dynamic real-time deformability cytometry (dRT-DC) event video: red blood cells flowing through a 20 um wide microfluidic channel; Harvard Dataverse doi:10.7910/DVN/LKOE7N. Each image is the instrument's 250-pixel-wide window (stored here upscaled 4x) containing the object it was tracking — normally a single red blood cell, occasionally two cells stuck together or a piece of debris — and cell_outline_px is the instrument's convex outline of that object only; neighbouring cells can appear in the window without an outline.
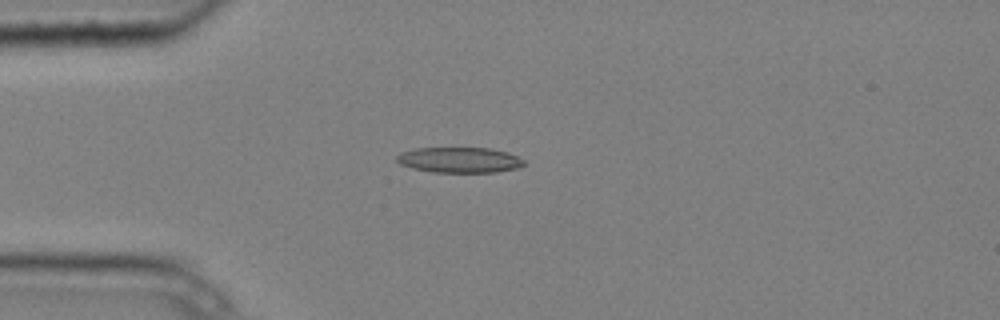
{"species": "common noctule bat (a hibernating species)", "species_latin": "Nyctalus noctula", "temperature_condition": "cold", "stored_images_in_passage": 5, "camera_frame_rate_fps": 3000, "um_per_image_px": 0.085, "animal": {"sex": "male", "body_mass_g": 20.4}, "frame": {"image": 1, "passage_image": 2, "time_ms": 0.333, "image_size_px": [1000, 320], "cell_outline_px": [[528, 164], [520, 168], [496, 172], [432, 172], [412, 168], [400, 164], [396, 160], [396, 156], [400, 152], [416, 148], [492, 148], [508, 152], [524, 160]], "centroid_in_image_um": [39.09, 13.6], "position_along_channel_um": 45.9, "area_um2": 19.13}}
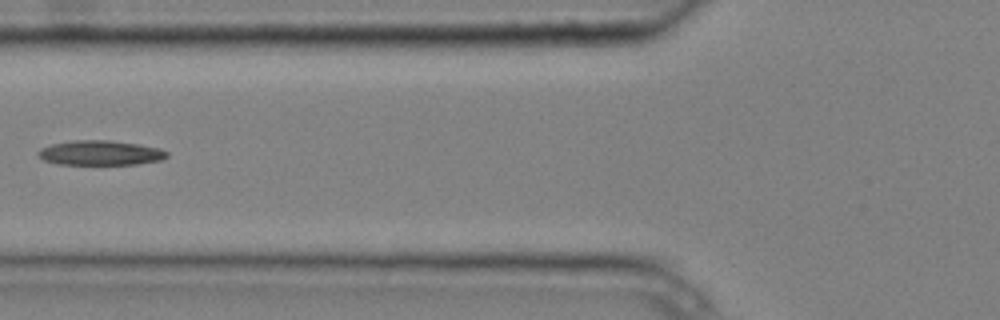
{"frame": {"image": 2, "passage_image": 4, "time_ms": 1.0, "image_size_px": [1000, 320], "cell_outline_px": [[168, 156], [160, 160], [136, 164], [60, 164], [44, 160], [36, 152], [40, 148], [52, 144], [72, 140], [112, 140], [140, 144], [160, 148], [168, 152]], "centroid_in_image_um": [8.54, 12.98], "position_along_channel_um": 117.3, "area_um2": 18.55}}
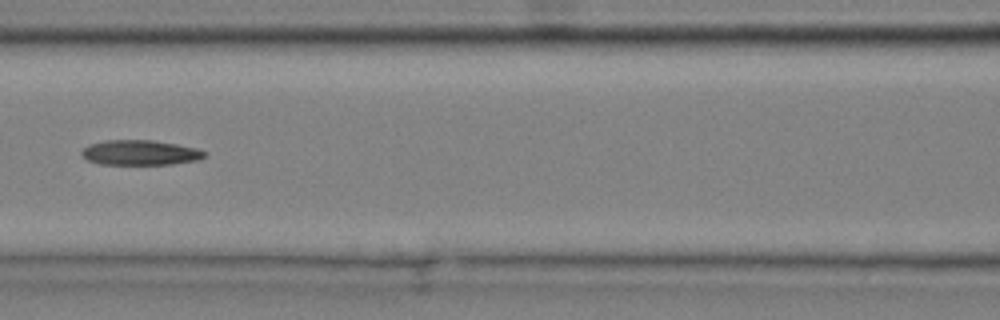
{"frame": {"image": 3, "passage_image": 5, "time_ms": 1.333, "image_size_px": [1000, 320], "cell_outline_px": [[204, 156], [200, 160], [172, 164], [100, 164], [88, 160], [80, 156], [80, 152], [88, 144], [104, 140], [152, 140], [176, 144], [196, 148], [204, 152]], "centroid_in_image_um": [11.86, 12.97], "position_along_channel_um": 154.7, "area_um2": 17.92}}